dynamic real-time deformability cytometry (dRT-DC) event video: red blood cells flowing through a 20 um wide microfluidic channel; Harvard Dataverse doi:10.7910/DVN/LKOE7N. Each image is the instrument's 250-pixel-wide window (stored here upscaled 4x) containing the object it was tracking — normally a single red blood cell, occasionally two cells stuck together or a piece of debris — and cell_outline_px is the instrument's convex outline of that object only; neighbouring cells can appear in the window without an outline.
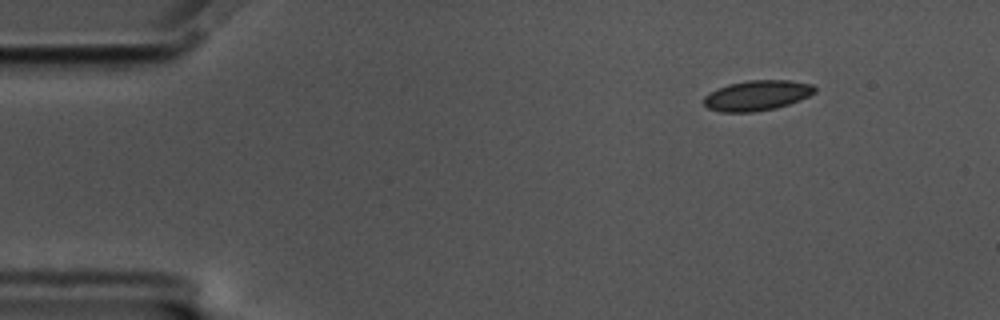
{"species": "common noctule bat (a hibernating species)", "species_latin": "Nyctalus noctula", "temperature_condition": "cold", "stored_images_in_passage": 52, "camera_frame_rate_fps": 3000, "um_per_image_px": 0.085, "animal": {"sex": "male", "body_mass_g": 17.5, "forearm_length_mm": 52.3}, "frame": {"image": 1, "passage_image": 1, "time_ms": 0.0, "image_size_px": [1000, 320], "cell_outline_px": [[816, 92], [800, 100], [776, 108], [752, 112], [720, 112], [708, 108], [704, 104], [704, 96], [708, 92], [716, 88], [728, 84], [748, 80], [788, 80], [812, 84], [816, 88]], "centroid_in_image_um": [64.32, 8.11], "position_along_channel_um": 20.7, "area_um2": 19.65}}
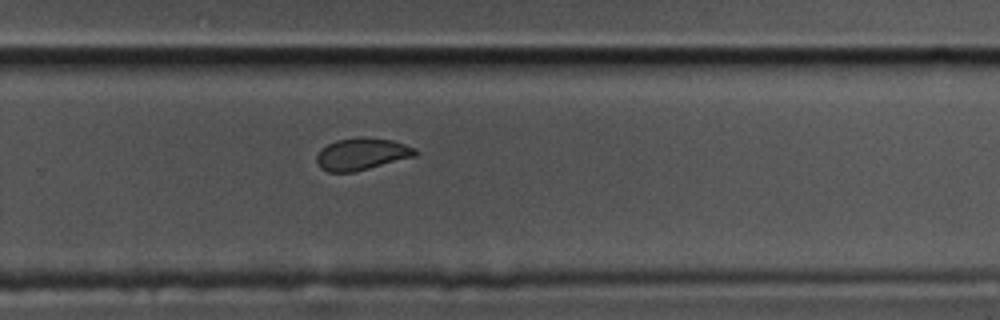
{"frame": {"image": 2, "passage_image": 32, "time_ms": 10.333, "image_size_px": [1000, 320], "cell_outline_px": [[420, 152], [416, 156], [352, 172], [328, 172], [320, 168], [316, 160], [316, 156], [320, 148], [336, 140], [360, 136], [364, 136], [392, 140], [416, 148]], "centroid_in_image_um": [30.74, 13.07], "position_along_channel_um": 299.1, "area_um2": 18.55}}
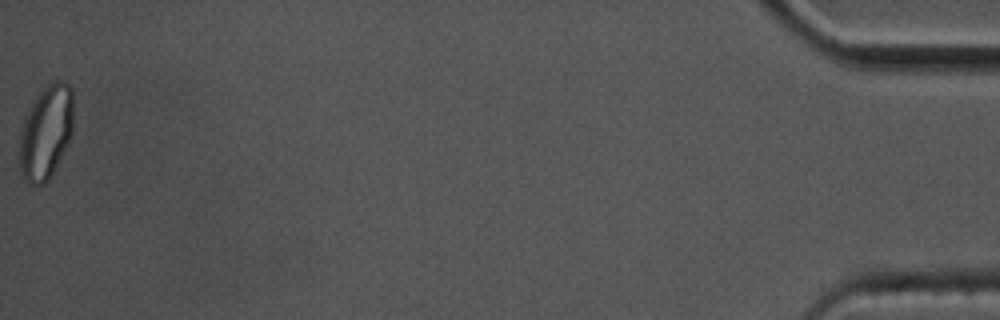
{"frame": {"image": 3, "passage_image": 52, "time_ms": 17.0, "image_size_px": [1000, 320], "cell_outline_px": [[72, 132], [68, 144], [64, 152], [48, 180], [44, 184], [28, 184], [24, 180], [20, 172], [20, 128], [24, 116], [32, 100], [52, 80], [60, 80], [68, 84], [72, 88]], "centroid_in_image_um": [3.89, 11.23], "position_along_channel_um": 431.3, "area_um2": 29.71}, "authors_computed_cell_mechanics": {"area_um2": 19.652, "velocity_mm_per_s": 3.4765, "shape_relaxation_time_tau1_ms": 3.3996, "shape_relaxation_time_tau2_ms": 1.4242, "deformation_change_tau1": 0.0846, "deformation_change_tau2": 0.0418}}